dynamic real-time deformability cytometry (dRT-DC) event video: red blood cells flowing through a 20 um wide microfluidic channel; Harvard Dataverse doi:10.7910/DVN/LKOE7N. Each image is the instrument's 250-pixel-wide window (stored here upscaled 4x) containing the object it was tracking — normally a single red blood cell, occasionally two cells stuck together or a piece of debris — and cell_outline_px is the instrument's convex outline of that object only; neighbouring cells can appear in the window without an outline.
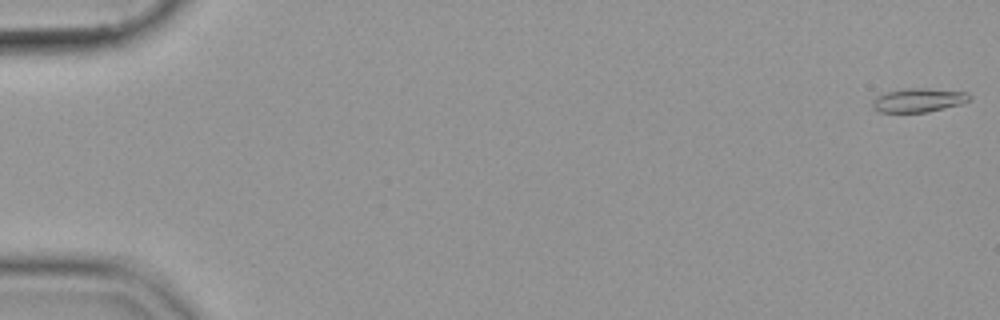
{"species": "common noctule bat (a hibernating species)", "species_latin": "Nyctalus noctula", "temperature_condition": "cold", "stored_images_in_passage": 55, "camera_frame_rate_fps": 3000, "um_per_image_px": 0.085, "animal": {"sex": "female", "body_mass_g": 19.9}, "frame": {"image": 1, "passage_image": 1, "time_ms": 0.0, "image_size_px": [1000, 320], "cell_outline_px": [[972, 100], [960, 104], [928, 112], [880, 112], [872, 108], [872, 100], [876, 96], [888, 92], [908, 88], [924, 88], [968, 92], [972, 96]], "centroid_in_image_um": [78.1, 8.51], "position_along_channel_um": 6.9, "area_um2": 13.53}}
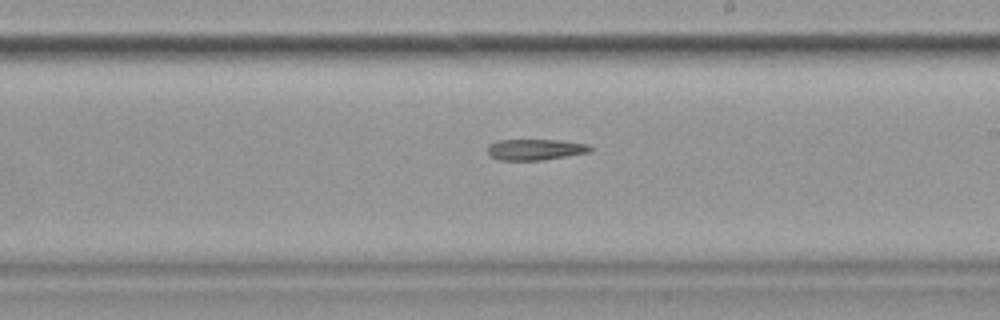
{"frame": {"image": 2, "passage_image": 33, "time_ms": 10.667, "image_size_px": [1000, 320], "cell_outline_px": [[592, 152], [540, 160], [496, 160], [488, 152], [488, 144], [496, 140], [560, 140], [588, 144], [592, 148]], "centroid_in_image_um": [45.5, 12.7], "position_along_channel_um": 243.5, "area_um2": 12.6}}
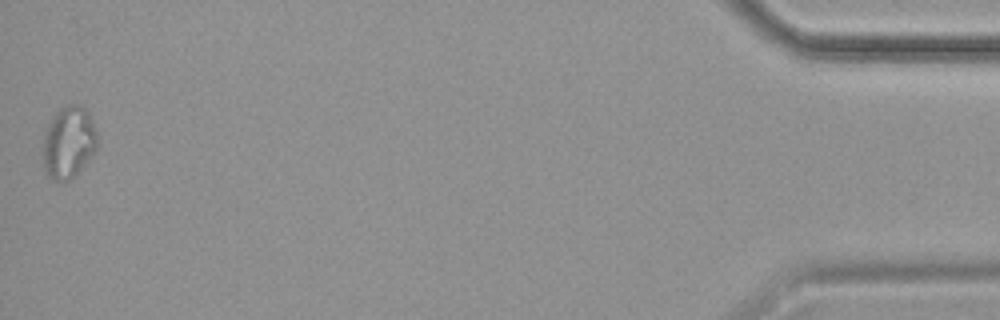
{"frame": {"image": 3, "passage_image": 55, "time_ms": 18.0, "image_size_px": [1000, 320], "cell_outline_px": [[96, 148], [80, 168], [68, 180], [52, 180], [44, 172], [44, 132], [52, 116], [60, 108], [68, 104], [80, 104], [88, 112], [96, 132]], "centroid_in_image_um": [5.8, 12.06], "position_along_channel_um": 429.4, "area_um2": 22.25}}